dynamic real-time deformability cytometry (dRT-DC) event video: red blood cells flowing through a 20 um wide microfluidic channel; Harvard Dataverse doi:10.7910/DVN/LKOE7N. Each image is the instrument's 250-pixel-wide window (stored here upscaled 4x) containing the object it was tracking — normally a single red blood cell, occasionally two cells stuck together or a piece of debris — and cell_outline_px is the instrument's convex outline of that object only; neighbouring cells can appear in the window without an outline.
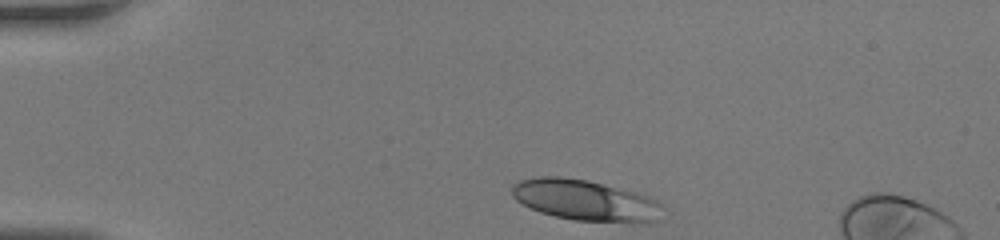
{"species": "human", "species_latin": "Homo sapiens", "temperature_condition": "room temperature", "stored_images_in_passage": 35, "camera_frame_rate_fps": 3000, "um_per_image_px": 0.085, "donor": {"sex": "female"}, "frame": {"image": 1, "passage_image": 1, "time_ms": 0.0, "image_size_px": [1000, 240], "cell_outline_px": [[660, 204], [656, 220], [576, 220], [556, 216], [540, 212], [516, 200], [512, 196], [512, 184], [520, 180], [540, 176], [560, 176], [588, 180], [636, 192], [648, 196]], "centroid_in_image_um": [49.6, 16.96], "position_along_channel_um": 35.4, "area_um2": 34.62}}
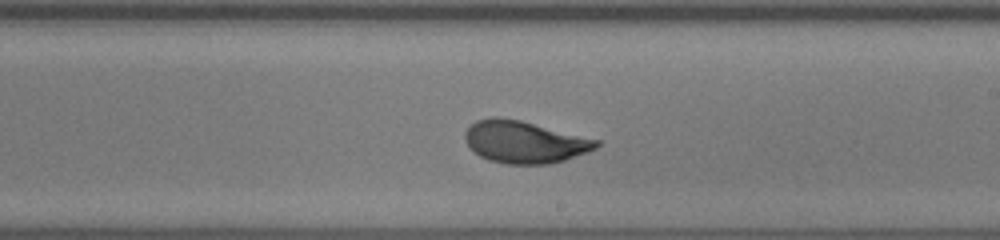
{"frame": {"image": 2, "passage_image": 22, "time_ms": 7.0, "image_size_px": [1000, 240], "cell_outline_px": [[600, 144], [596, 148], [588, 152], [564, 160], [548, 164], [504, 164], [488, 160], [480, 156], [468, 148], [464, 140], [464, 132], [468, 124], [476, 120], [492, 116], [496, 116], [520, 120], [600, 140]], "centroid_in_image_um": [44.52, 12.06], "position_along_channel_um": 244.5, "area_um2": 32.66}}
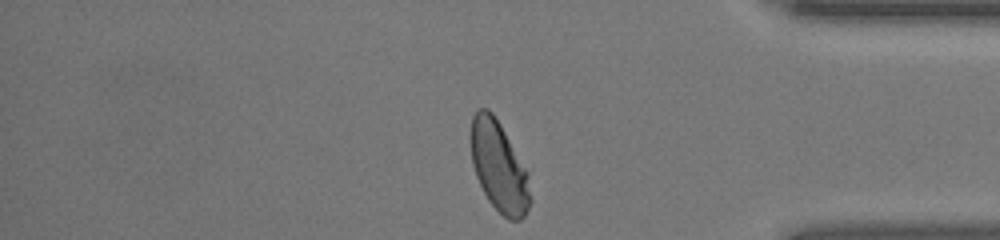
{"frame": {"image": 3, "passage_image": 35, "time_ms": 11.333, "image_size_px": [1000, 240], "cell_outline_px": [[532, 200], [524, 216], [520, 220], [508, 220], [488, 200], [476, 176], [472, 164], [468, 136], [472, 116], [480, 108], [488, 108], [492, 112], [500, 124], [528, 172]], "centroid_in_image_um": [42.39, 14.14], "position_along_channel_um": 392.8, "area_um2": 31.62}, "authors_computed_cell_mechanics": {"area_um2": 32.3102, "velocity_mm_per_s": 3.8291, "shape_relaxation_time_tau1_ms": 4.9927, "shape_relaxation_time_tau2_ms": null, "deformation_change_tau1": 0.1847, "deformation_change_tau2": null}}